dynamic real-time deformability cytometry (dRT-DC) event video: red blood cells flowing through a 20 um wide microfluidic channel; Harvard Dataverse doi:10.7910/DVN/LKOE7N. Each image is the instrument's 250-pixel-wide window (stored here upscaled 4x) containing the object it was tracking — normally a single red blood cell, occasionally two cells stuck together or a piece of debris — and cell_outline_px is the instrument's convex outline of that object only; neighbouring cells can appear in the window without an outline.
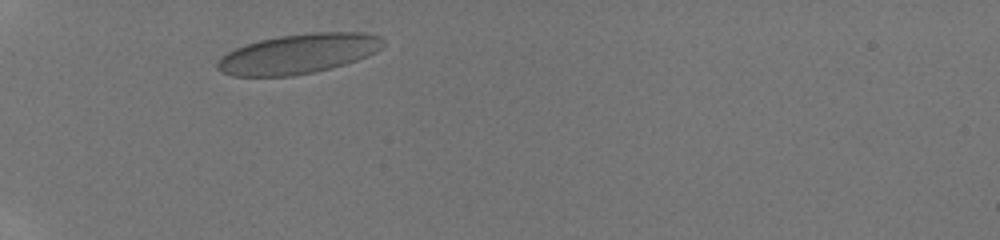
{"species": "human", "species_latin": "Homo sapiens", "temperature_condition": "room temperature", "stored_images_in_passage": 29, "camera_frame_rate_fps": 3000, "um_per_image_px": 0.085, "donor": {"sex": "male"}, "frame": {"image": 1, "passage_image": 3, "time_ms": 0.667, "image_size_px": [1000, 240], "cell_outline_px": [[384, 44], [376, 52], [368, 56], [332, 68], [316, 72], [292, 76], [232, 76], [220, 72], [216, 68], [216, 64], [228, 52], [244, 44], [260, 40], [280, 36], [312, 32], [364, 32], [380, 36], [384, 40]], "centroid_in_image_um": [25.38, 4.57], "position_along_channel_um": 59.6, "area_um2": 38.49}}
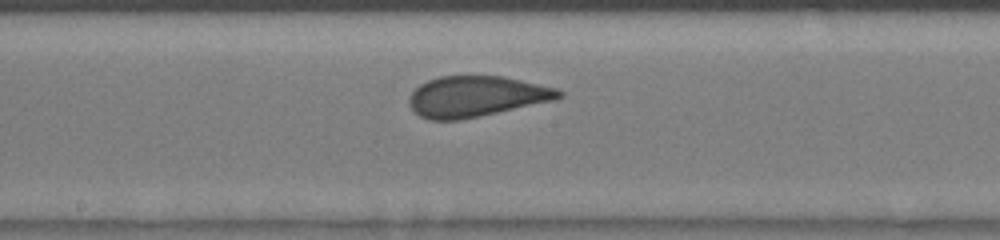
{"frame": {"image": 2, "passage_image": 14, "time_ms": 4.333, "image_size_px": [1000, 240], "cell_outline_px": [[564, 96], [556, 100], [480, 116], [460, 120], [428, 120], [420, 116], [408, 104], [408, 96], [420, 84], [428, 80], [440, 76], [504, 76], [556, 88], [564, 92]], "centroid_in_image_um": [40.49, 8.2], "position_along_channel_um": 207.7, "area_um2": 35.66}}
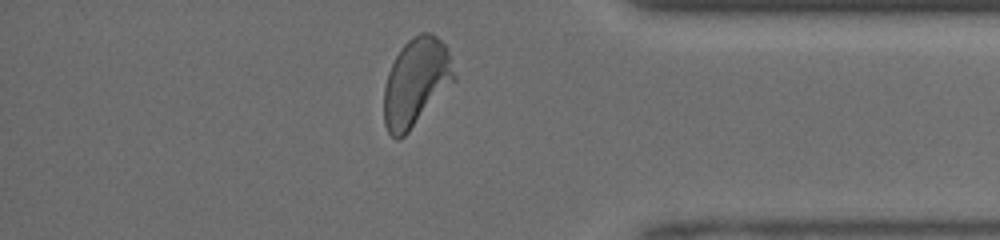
{"frame": {"image": 3, "passage_image": 27, "time_ms": 8.667, "image_size_px": [1000, 240], "cell_outline_px": [[456, 80], [408, 132], [400, 140], [396, 140], [388, 132], [384, 124], [384, 88], [388, 72], [400, 48], [412, 36], [420, 32], [432, 32], [444, 44], [448, 52], [456, 76]], "centroid_in_image_um": [35.35, 6.99], "position_along_channel_um": 399.8, "area_um2": 35.95}}